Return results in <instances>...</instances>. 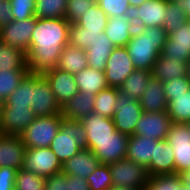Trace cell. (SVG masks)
<instances>
[{"mask_svg": "<svg viewBox=\"0 0 190 190\" xmlns=\"http://www.w3.org/2000/svg\"><path fill=\"white\" fill-rule=\"evenodd\" d=\"M95 95L78 92L61 107V115L68 120H81L94 112Z\"/></svg>", "mask_w": 190, "mask_h": 190, "instance_id": "obj_25", "label": "cell"}, {"mask_svg": "<svg viewBox=\"0 0 190 190\" xmlns=\"http://www.w3.org/2000/svg\"><path fill=\"white\" fill-rule=\"evenodd\" d=\"M187 76H188V78L190 80V61H189V64H188V73H187Z\"/></svg>", "mask_w": 190, "mask_h": 190, "instance_id": "obj_57", "label": "cell"}, {"mask_svg": "<svg viewBox=\"0 0 190 190\" xmlns=\"http://www.w3.org/2000/svg\"><path fill=\"white\" fill-rule=\"evenodd\" d=\"M134 70L136 69L127 48L115 47L108 57L104 71L109 87L119 88Z\"/></svg>", "mask_w": 190, "mask_h": 190, "instance_id": "obj_10", "label": "cell"}, {"mask_svg": "<svg viewBox=\"0 0 190 190\" xmlns=\"http://www.w3.org/2000/svg\"><path fill=\"white\" fill-rule=\"evenodd\" d=\"M70 23L65 18H37L27 52L30 72L43 73L56 68L68 44Z\"/></svg>", "mask_w": 190, "mask_h": 190, "instance_id": "obj_1", "label": "cell"}, {"mask_svg": "<svg viewBox=\"0 0 190 190\" xmlns=\"http://www.w3.org/2000/svg\"><path fill=\"white\" fill-rule=\"evenodd\" d=\"M164 94L168 102L171 100V94L185 93L190 90V80L188 76L173 78L163 83Z\"/></svg>", "mask_w": 190, "mask_h": 190, "instance_id": "obj_46", "label": "cell"}, {"mask_svg": "<svg viewBox=\"0 0 190 190\" xmlns=\"http://www.w3.org/2000/svg\"><path fill=\"white\" fill-rule=\"evenodd\" d=\"M172 121L167 112H143L136 124L134 134L153 140L166 139Z\"/></svg>", "mask_w": 190, "mask_h": 190, "instance_id": "obj_13", "label": "cell"}, {"mask_svg": "<svg viewBox=\"0 0 190 190\" xmlns=\"http://www.w3.org/2000/svg\"><path fill=\"white\" fill-rule=\"evenodd\" d=\"M80 122L84 126L86 134V148L92 150L95 147V141H103L116 130L113 120L108 117L91 113L83 117Z\"/></svg>", "mask_w": 190, "mask_h": 190, "instance_id": "obj_19", "label": "cell"}, {"mask_svg": "<svg viewBox=\"0 0 190 190\" xmlns=\"http://www.w3.org/2000/svg\"><path fill=\"white\" fill-rule=\"evenodd\" d=\"M62 115L36 117L22 132L20 138L26 148H47L56 137L62 123Z\"/></svg>", "mask_w": 190, "mask_h": 190, "instance_id": "obj_4", "label": "cell"}, {"mask_svg": "<svg viewBox=\"0 0 190 190\" xmlns=\"http://www.w3.org/2000/svg\"><path fill=\"white\" fill-rule=\"evenodd\" d=\"M180 3L184 12L187 14V17L190 19V0H182Z\"/></svg>", "mask_w": 190, "mask_h": 190, "instance_id": "obj_51", "label": "cell"}, {"mask_svg": "<svg viewBox=\"0 0 190 190\" xmlns=\"http://www.w3.org/2000/svg\"><path fill=\"white\" fill-rule=\"evenodd\" d=\"M157 142V140L151 138L130 135L126 159L134 161L136 164L142 165L147 169L152 157H154Z\"/></svg>", "mask_w": 190, "mask_h": 190, "instance_id": "obj_22", "label": "cell"}, {"mask_svg": "<svg viewBox=\"0 0 190 190\" xmlns=\"http://www.w3.org/2000/svg\"><path fill=\"white\" fill-rule=\"evenodd\" d=\"M16 169L0 167V190H15Z\"/></svg>", "mask_w": 190, "mask_h": 190, "instance_id": "obj_47", "label": "cell"}, {"mask_svg": "<svg viewBox=\"0 0 190 190\" xmlns=\"http://www.w3.org/2000/svg\"><path fill=\"white\" fill-rule=\"evenodd\" d=\"M113 186L143 190L148 183L147 169L134 161L122 159L109 164Z\"/></svg>", "mask_w": 190, "mask_h": 190, "instance_id": "obj_5", "label": "cell"}, {"mask_svg": "<svg viewBox=\"0 0 190 190\" xmlns=\"http://www.w3.org/2000/svg\"><path fill=\"white\" fill-rule=\"evenodd\" d=\"M31 109L36 117L61 114V106L55 98L50 82L42 73L35 72V87L32 91Z\"/></svg>", "mask_w": 190, "mask_h": 190, "instance_id": "obj_9", "label": "cell"}, {"mask_svg": "<svg viewBox=\"0 0 190 190\" xmlns=\"http://www.w3.org/2000/svg\"><path fill=\"white\" fill-rule=\"evenodd\" d=\"M108 17L132 16L129 0H96Z\"/></svg>", "mask_w": 190, "mask_h": 190, "instance_id": "obj_43", "label": "cell"}, {"mask_svg": "<svg viewBox=\"0 0 190 190\" xmlns=\"http://www.w3.org/2000/svg\"><path fill=\"white\" fill-rule=\"evenodd\" d=\"M95 4L96 0H68L64 18L70 24L76 23Z\"/></svg>", "mask_w": 190, "mask_h": 190, "instance_id": "obj_45", "label": "cell"}, {"mask_svg": "<svg viewBox=\"0 0 190 190\" xmlns=\"http://www.w3.org/2000/svg\"><path fill=\"white\" fill-rule=\"evenodd\" d=\"M78 92L96 95L101 90L109 88L105 72L95 70L93 67H87L74 75Z\"/></svg>", "mask_w": 190, "mask_h": 190, "instance_id": "obj_28", "label": "cell"}, {"mask_svg": "<svg viewBox=\"0 0 190 190\" xmlns=\"http://www.w3.org/2000/svg\"><path fill=\"white\" fill-rule=\"evenodd\" d=\"M179 190H190L184 181L179 184Z\"/></svg>", "mask_w": 190, "mask_h": 190, "instance_id": "obj_55", "label": "cell"}, {"mask_svg": "<svg viewBox=\"0 0 190 190\" xmlns=\"http://www.w3.org/2000/svg\"><path fill=\"white\" fill-rule=\"evenodd\" d=\"M46 178L25 169L17 171L15 190H45Z\"/></svg>", "mask_w": 190, "mask_h": 190, "instance_id": "obj_40", "label": "cell"}, {"mask_svg": "<svg viewBox=\"0 0 190 190\" xmlns=\"http://www.w3.org/2000/svg\"><path fill=\"white\" fill-rule=\"evenodd\" d=\"M167 0H148L132 10L135 28L163 27Z\"/></svg>", "mask_w": 190, "mask_h": 190, "instance_id": "obj_14", "label": "cell"}, {"mask_svg": "<svg viewBox=\"0 0 190 190\" xmlns=\"http://www.w3.org/2000/svg\"><path fill=\"white\" fill-rule=\"evenodd\" d=\"M103 33L86 32L85 28L76 23H72L69 28L68 43L80 49L86 50Z\"/></svg>", "mask_w": 190, "mask_h": 190, "instance_id": "obj_39", "label": "cell"}, {"mask_svg": "<svg viewBox=\"0 0 190 190\" xmlns=\"http://www.w3.org/2000/svg\"><path fill=\"white\" fill-rule=\"evenodd\" d=\"M116 101L115 113L112 118L114 126L121 133L133 135L136 124L144 112L140 102L122 93L119 89Z\"/></svg>", "mask_w": 190, "mask_h": 190, "instance_id": "obj_6", "label": "cell"}, {"mask_svg": "<svg viewBox=\"0 0 190 190\" xmlns=\"http://www.w3.org/2000/svg\"><path fill=\"white\" fill-rule=\"evenodd\" d=\"M26 147L19 134L0 133V167L23 168Z\"/></svg>", "mask_w": 190, "mask_h": 190, "instance_id": "obj_15", "label": "cell"}, {"mask_svg": "<svg viewBox=\"0 0 190 190\" xmlns=\"http://www.w3.org/2000/svg\"><path fill=\"white\" fill-rule=\"evenodd\" d=\"M29 69H18L0 72V99L5 102L19 86Z\"/></svg>", "mask_w": 190, "mask_h": 190, "instance_id": "obj_38", "label": "cell"}, {"mask_svg": "<svg viewBox=\"0 0 190 190\" xmlns=\"http://www.w3.org/2000/svg\"><path fill=\"white\" fill-rule=\"evenodd\" d=\"M45 190H67L66 175L59 173L46 178Z\"/></svg>", "mask_w": 190, "mask_h": 190, "instance_id": "obj_48", "label": "cell"}, {"mask_svg": "<svg viewBox=\"0 0 190 190\" xmlns=\"http://www.w3.org/2000/svg\"><path fill=\"white\" fill-rule=\"evenodd\" d=\"M35 24V16L27 18L22 22L12 20L8 25L0 28V40L27 54Z\"/></svg>", "mask_w": 190, "mask_h": 190, "instance_id": "obj_12", "label": "cell"}, {"mask_svg": "<svg viewBox=\"0 0 190 190\" xmlns=\"http://www.w3.org/2000/svg\"><path fill=\"white\" fill-rule=\"evenodd\" d=\"M35 118L31 107H2L0 133L21 135Z\"/></svg>", "mask_w": 190, "mask_h": 190, "instance_id": "obj_17", "label": "cell"}, {"mask_svg": "<svg viewBox=\"0 0 190 190\" xmlns=\"http://www.w3.org/2000/svg\"><path fill=\"white\" fill-rule=\"evenodd\" d=\"M108 18L107 14L96 3L83 13L76 24L85 28L86 32L104 33L107 27Z\"/></svg>", "mask_w": 190, "mask_h": 190, "instance_id": "obj_34", "label": "cell"}, {"mask_svg": "<svg viewBox=\"0 0 190 190\" xmlns=\"http://www.w3.org/2000/svg\"><path fill=\"white\" fill-rule=\"evenodd\" d=\"M68 0H36L35 17L64 18Z\"/></svg>", "mask_w": 190, "mask_h": 190, "instance_id": "obj_37", "label": "cell"}, {"mask_svg": "<svg viewBox=\"0 0 190 190\" xmlns=\"http://www.w3.org/2000/svg\"><path fill=\"white\" fill-rule=\"evenodd\" d=\"M129 135L119 132L117 129L112 136L95 141V147L91 150L98 158L100 164H112L126 159Z\"/></svg>", "mask_w": 190, "mask_h": 190, "instance_id": "obj_11", "label": "cell"}, {"mask_svg": "<svg viewBox=\"0 0 190 190\" xmlns=\"http://www.w3.org/2000/svg\"><path fill=\"white\" fill-rule=\"evenodd\" d=\"M134 30L135 25L132 16L109 17L104 33L115 47H126Z\"/></svg>", "mask_w": 190, "mask_h": 190, "instance_id": "obj_23", "label": "cell"}, {"mask_svg": "<svg viewBox=\"0 0 190 190\" xmlns=\"http://www.w3.org/2000/svg\"><path fill=\"white\" fill-rule=\"evenodd\" d=\"M170 1L181 2L182 0H170Z\"/></svg>", "mask_w": 190, "mask_h": 190, "instance_id": "obj_58", "label": "cell"}, {"mask_svg": "<svg viewBox=\"0 0 190 190\" xmlns=\"http://www.w3.org/2000/svg\"><path fill=\"white\" fill-rule=\"evenodd\" d=\"M181 175H182V180L190 188V167L184 173H182Z\"/></svg>", "mask_w": 190, "mask_h": 190, "instance_id": "obj_52", "label": "cell"}, {"mask_svg": "<svg viewBox=\"0 0 190 190\" xmlns=\"http://www.w3.org/2000/svg\"><path fill=\"white\" fill-rule=\"evenodd\" d=\"M67 190H90L88 182L85 178H80L75 175H66Z\"/></svg>", "mask_w": 190, "mask_h": 190, "instance_id": "obj_49", "label": "cell"}, {"mask_svg": "<svg viewBox=\"0 0 190 190\" xmlns=\"http://www.w3.org/2000/svg\"><path fill=\"white\" fill-rule=\"evenodd\" d=\"M151 77L152 72L136 69L126 78L118 89L129 97L139 100L146 91L145 88L148 86Z\"/></svg>", "mask_w": 190, "mask_h": 190, "instance_id": "obj_32", "label": "cell"}, {"mask_svg": "<svg viewBox=\"0 0 190 190\" xmlns=\"http://www.w3.org/2000/svg\"><path fill=\"white\" fill-rule=\"evenodd\" d=\"M188 64L189 62L183 60L173 61L172 58H167L160 54L157 61L154 63L152 76L162 83L173 78L187 76Z\"/></svg>", "mask_w": 190, "mask_h": 190, "instance_id": "obj_27", "label": "cell"}, {"mask_svg": "<svg viewBox=\"0 0 190 190\" xmlns=\"http://www.w3.org/2000/svg\"><path fill=\"white\" fill-rule=\"evenodd\" d=\"M148 0H129L131 9L134 10L138 6H140L143 2H146Z\"/></svg>", "mask_w": 190, "mask_h": 190, "instance_id": "obj_53", "label": "cell"}, {"mask_svg": "<svg viewBox=\"0 0 190 190\" xmlns=\"http://www.w3.org/2000/svg\"><path fill=\"white\" fill-rule=\"evenodd\" d=\"M165 17L163 28L165 29L167 35L179 29L189 19L187 14L184 12L181 3L170 0H167Z\"/></svg>", "mask_w": 190, "mask_h": 190, "instance_id": "obj_36", "label": "cell"}, {"mask_svg": "<svg viewBox=\"0 0 190 190\" xmlns=\"http://www.w3.org/2000/svg\"><path fill=\"white\" fill-rule=\"evenodd\" d=\"M86 130L79 120L63 118L56 137L50 144V149L61 164L86 148Z\"/></svg>", "mask_w": 190, "mask_h": 190, "instance_id": "obj_3", "label": "cell"}, {"mask_svg": "<svg viewBox=\"0 0 190 190\" xmlns=\"http://www.w3.org/2000/svg\"><path fill=\"white\" fill-rule=\"evenodd\" d=\"M99 165L100 162L96 155L90 149L83 148L62 164V173L86 179Z\"/></svg>", "mask_w": 190, "mask_h": 190, "instance_id": "obj_20", "label": "cell"}, {"mask_svg": "<svg viewBox=\"0 0 190 190\" xmlns=\"http://www.w3.org/2000/svg\"><path fill=\"white\" fill-rule=\"evenodd\" d=\"M3 104H4V102L0 99V116H1Z\"/></svg>", "mask_w": 190, "mask_h": 190, "instance_id": "obj_56", "label": "cell"}, {"mask_svg": "<svg viewBox=\"0 0 190 190\" xmlns=\"http://www.w3.org/2000/svg\"><path fill=\"white\" fill-rule=\"evenodd\" d=\"M118 95L117 87H109L107 89L101 90L98 94L95 95L94 100V113L113 118L116 108V98Z\"/></svg>", "mask_w": 190, "mask_h": 190, "instance_id": "obj_35", "label": "cell"}, {"mask_svg": "<svg viewBox=\"0 0 190 190\" xmlns=\"http://www.w3.org/2000/svg\"><path fill=\"white\" fill-rule=\"evenodd\" d=\"M13 20L9 0H0V28Z\"/></svg>", "mask_w": 190, "mask_h": 190, "instance_id": "obj_50", "label": "cell"}, {"mask_svg": "<svg viewBox=\"0 0 190 190\" xmlns=\"http://www.w3.org/2000/svg\"><path fill=\"white\" fill-rule=\"evenodd\" d=\"M18 69H29L27 54L0 40V72Z\"/></svg>", "mask_w": 190, "mask_h": 190, "instance_id": "obj_31", "label": "cell"}, {"mask_svg": "<svg viewBox=\"0 0 190 190\" xmlns=\"http://www.w3.org/2000/svg\"><path fill=\"white\" fill-rule=\"evenodd\" d=\"M167 113L172 122L188 124L190 122V90L185 93L171 94Z\"/></svg>", "mask_w": 190, "mask_h": 190, "instance_id": "obj_33", "label": "cell"}, {"mask_svg": "<svg viewBox=\"0 0 190 190\" xmlns=\"http://www.w3.org/2000/svg\"><path fill=\"white\" fill-rule=\"evenodd\" d=\"M166 141L174 150L175 174L181 175L190 167V125L172 122Z\"/></svg>", "mask_w": 190, "mask_h": 190, "instance_id": "obj_7", "label": "cell"}, {"mask_svg": "<svg viewBox=\"0 0 190 190\" xmlns=\"http://www.w3.org/2000/svg\"><path fill=\"white\" fill-rule=\"evenodd\" d=\"M161 54L173 61H190V19L179 29L168 34Z\"/></svg>", "mask_w": 190, "mask_h": 190, "instance_id": "obj_16", "label": "cell"}, {"mask_svg": "<svg viewBox=\"0 0 190 190\" xmlns=\"http://www.w3.org/2000/svg\"><path fill=\"white\" fill-rule=\"evenodd\" d=\"M42 74L50 82L55 98L61 107L78 93L73 74L58 68L46 70Z\"/></svg>", "mask_w": 190, "mask_h": 190, "instance_id": "obj_18", "label": "cell"}, {"mask_svg": "<svg viewBox=\"0 0 190 190\" xmlns=\"http://www.w3.org/2000/svg\"><path fill=\"white\" fill-rule=\"evenodd\" d=\"M87 67L88 63L85 50L68 43L62 50L56 68L75 75Z\"/></svg>", "mask_w": 190, "mask_h": 190, "instance_id": "obj_29", "label": "cell"}, {"mask_svg": "<svg viewBox=\"0 0 190 190\" xmlns=\"http://www.w3.org/2000/svg\"><path fill=\"white\" fill-rule=\"evenodd\" d=\"M182 175H155L149 177L143 190H179Z\"/></svg>", "mask_w": 190, "mask_h": 190, "instance_id": "obj_42", "label": "cell"}, {"mask_svg": "<svg viewBox=\"0 0 190 190\" xmlns=\"http://www.w3.org/2000/svg\"><path fill=\"white\" fill-rule=\"evenodd\" d=\"M35 87V72H28L17 89L8 96L3 107H31L32 91Z\"/></svg>", "mask_w": 190, "mask_h": 190, "instance_id": "obj_30", "label": "cell"}, {"mask_svg": "<svg viewBox=\"0 0 190 190\" xmlns=\"http://www.w3.org/2000/svg\"><path fill=\"white\" fill-rule=\"evenodd\" d=\"M115 46L105 33L100 35L92 45L85 50L88 67L104 72L108 57Z\"/></svg>", "mask_w": 190, "mask_h": 190, "instance_id": "obj_26", "label": "cell"}, {"mask_svg": "<svg viewBox=\"0 0 190 190\" xmlns=\"http://www.w3.org/2000/svg\"><path fill=\"white\" fill-rule=\"evenodd\" d=\"M109 190H138L131 187L112 186Z\"/></svg>", "mask_w": 190, "mask_h": 190, "instance_id": "obj_54", "label": "cell"}, {"mask_svg": "<svg viewBox=\"0 0 190 190\" xmlns=\"http://www.w3.org/2000/svg\"><path fill=\"white\" fill-rule=\"evenodd\" d=\"M86 180L90 190H109L113 186L110 167L106 164H100Z\"/></svg>", "mask_w": 190, "mask_h": 190, "instance_id": "obj_41", "label": "cell"}, {"mask_svg": "<svg viewBox=\"0 0 190 190\" xmlns=\"http://www.w3.org/2000/svg\"><path fill=\"white\" fill-rule=\"evenodd\" d=\"M167 37L163 27L135 28L126 45L134 68L152 72Z\"/></svg>", "mask_w": 190, "mask_h": 190, "instance_id": "obj_2", "label": "cell"}, {"mask_svg": "<svg viewBox=\"0 0 190 190\" xmlns=\"http://www.w3.org/2000/svg\"><path fill=\"white\" fill-rule=\"evenodd\" d=\"M13 20L24 21L35 16L36 0H9Z\"/></svg>", "mask_w": 190, "mask_h": 190, "instance_id": "obj_44", "label": "cell"}, {"mask_svg": "<svg viewBox=\"0 0 190 190\" xmlns=\"http://www.w3.org/2000/svg\"><path fill=\"white\" fill-rule=\"evenodd\" d=\"M146 91L139 99L144 112H167L168 100L164 94V86L155 77L150 78Z\"/></svg>", "mask_w": 190, "mask_h": 190, "instance_id": "obj_24", "label": "cell"}, {"mask_svg": "<svg viewBox=\"0 0 190 190\" xmlns=\"http://www.w3.org/2000/svg\"><path fill=\"white\" fill-rule=\"evenodd\" d=\"M174 150L171 145L164 140L157 142L154 157H152L147 173L149 177L155 175H175Z\"/></svg>", "mask_w": 190, "mask_h": 190, "instance_id": "obj_21", "label": "cell"}, {"mask_svg": "<svg viewBox=\"0 0 190 190\" xmlns=\"http://www.w3.org/2000/svg\"><path fill=\"white\" fill-rule=\"evenodd\" d=\"M22 169L47 178L62 173V164L49 147L26 148Z\"/></svg>", "mask_w": 190, "mask_h": 190, "instance_id": "obj_8", "label": "cell"}]
</instances>
